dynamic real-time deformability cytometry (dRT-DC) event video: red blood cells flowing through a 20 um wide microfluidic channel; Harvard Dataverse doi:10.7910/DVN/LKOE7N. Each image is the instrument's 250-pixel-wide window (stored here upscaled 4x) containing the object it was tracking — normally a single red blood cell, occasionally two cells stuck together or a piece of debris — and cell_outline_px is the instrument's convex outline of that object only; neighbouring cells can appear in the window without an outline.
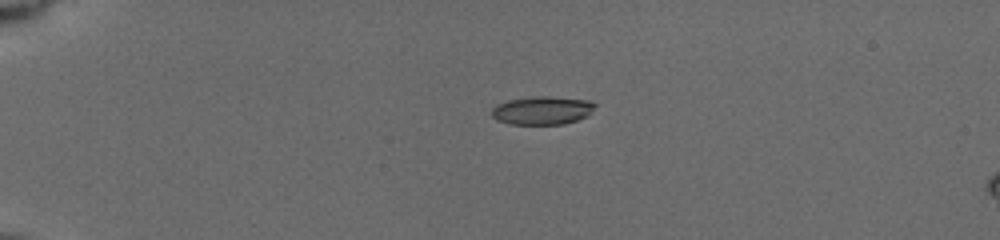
{"species": "common noctule bat (a hibernating species)", "species_latin": "Nyctalus noctula", "temperature_condition": "cold", "stored_images_in_passage": 42, "camera_frame_rate_fps": 3000, "um_per_image_px": 0.085, "animal": {"sex": "female", "body_mass_g": 19.5, "forearm_length_mm": 54.1}, "frame": {"image": 1, "passage_image": 1, "time_ms": 0.0, "image_size_px": [1000, 240], "cell_outline_px": [[596, 104], [588, 116], [564, 124], [512, 124], [496, 120], [492, 116], [492, 108], [496, 104], [508, 100], [532, 96], [548, 96], [588, 100]], "centroid_in_image_um": [46.07, 9.38], "position_along_channel_um": 38.9, "area_um2": 17.05}}
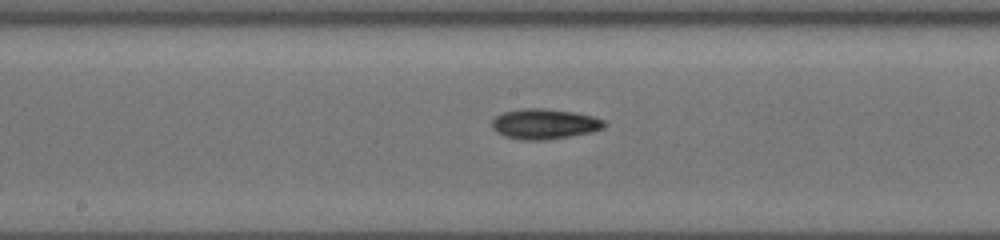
{"frame": {"image": 2, "passage_image": 20, "time_ms": 5.667, "image_size_px": [1000, 240], "cell_outline_px": [[608, 124], [604, 128], [588, 132], [568, 136], [544, 140], [520, 140], [504, 136], [496, 132], [492, 128], [492, 120], [496, 116], [504, 112], [520, 108], [544, 108], [572, 112], [592, 116], [604, 120]], "centroid_in_image_um": [46.24, 10.53], "position_along_channel_um": 202.0, "area_um2": 19.77}}
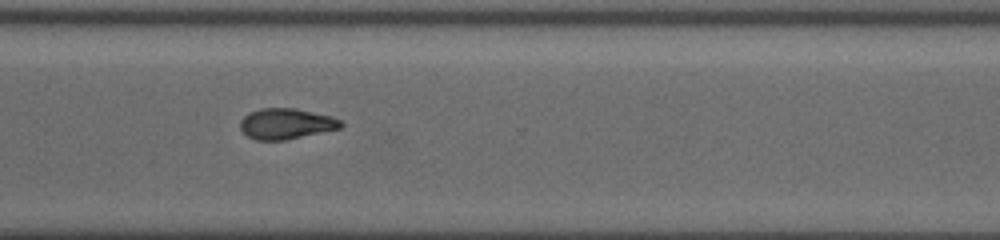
{"frame": {"image": 3, "passage_image": 41, "time_ms": 9.333, "image_size_px": [1000, 240], "cell_outline_px": [[344, 124], [340, 128], [284, 140], [256, 140], [248, 136], [240, 128], [240, 120], [248, 112], [260, 108], [296, 108], [332, 116], [340, 120]], "centroid_in_image_um": [24.3, 10.5], "position_along_channel_um": 346.3, "area_um2": 17.98}}